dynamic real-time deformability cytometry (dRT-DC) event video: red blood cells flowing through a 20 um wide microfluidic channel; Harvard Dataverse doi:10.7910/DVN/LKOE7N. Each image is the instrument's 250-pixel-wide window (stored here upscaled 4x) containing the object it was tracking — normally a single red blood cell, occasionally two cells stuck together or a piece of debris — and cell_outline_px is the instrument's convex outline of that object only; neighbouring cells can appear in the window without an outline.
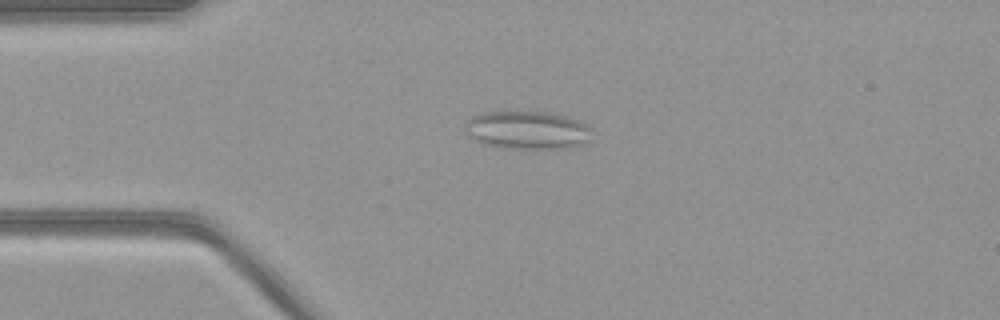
{"species": "common noctule bat (a hibernating species)", "species_latin": "Nyctalus noctula", "temperature_condition": "warm", "stored_images_in_passage": 51, "camera_frame_rate_fps": 3000, "um_per_image_px": 0.085, "animal": {"sex": "female", "body_mass_g": 21.9}, "frame": {"image": 1, "passage_image": 11, "time_ms": 3.333, "image_size_px": [1000, 320], "cell_outline_px": [[592, 128], [588, 140], [584, 144], [568, 148], [504, 148], [484, 144], [468, 136], [464, 128], [468, 120], [472, 116], [484, 112], [548, 112], [568, 116], [580, 120], [588, 124]], "centroid_in_image_um": [44.85, 11.05], "position_along_channel_um": 40.1, "area_um2": 28.32}}
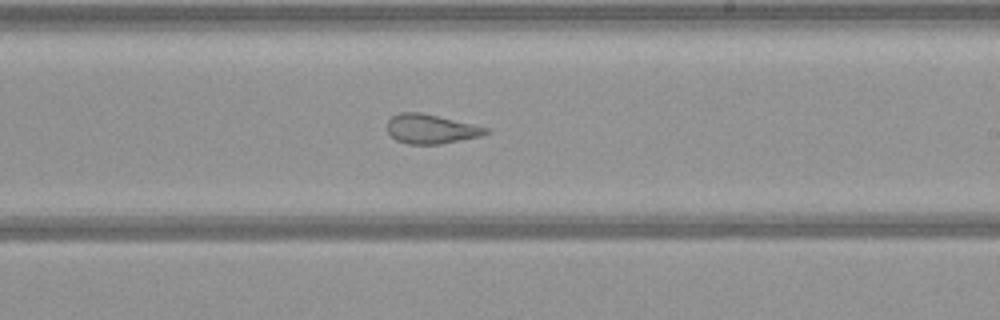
{"frame": {"image": 2, "passage_image": 29, "time_ms": 9.333, "image_size_px": [1000, 320], "cell_outline_px": [[492, 132], [480, 136], [440, 144], [408, 144], [396, 140], [388, 132], [388, 120], [392, 116], [400, 112], [420, 112], [472, 124], [488, 128]], "centroid_in_image_um": [36.63, 10.96], "position_along_channel_um": 252.4, "area_um2": 16.7}}
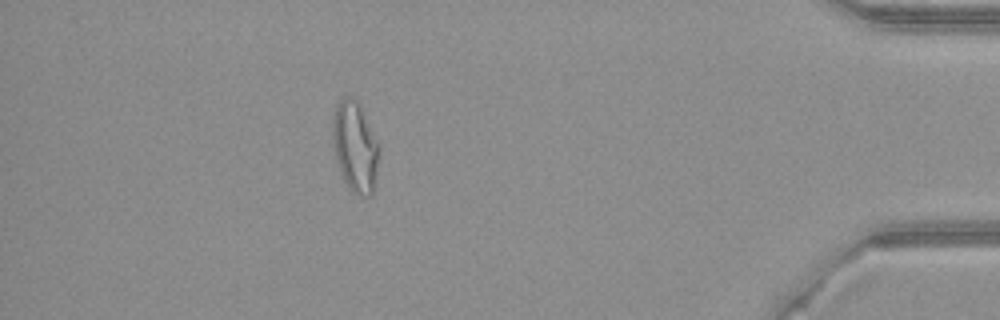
{"frame": {"image": 3, "passage_image": 45, "time_ms": 14.667, "image_size_px": [1000, 320], "cell_outline_px": [[380, 148], [372, 196], [356, 196], [348, 188], [340, 172], [336, 160], [332, 140], [332, 124], [336, 104], [344, 96], [348, 96], [356, 100], [360, 104], [380, 144]], "centroid_in_image_um": [30.18, 12.48], "position_along_channel_um": 405.0, "area_um2": 24.85}}